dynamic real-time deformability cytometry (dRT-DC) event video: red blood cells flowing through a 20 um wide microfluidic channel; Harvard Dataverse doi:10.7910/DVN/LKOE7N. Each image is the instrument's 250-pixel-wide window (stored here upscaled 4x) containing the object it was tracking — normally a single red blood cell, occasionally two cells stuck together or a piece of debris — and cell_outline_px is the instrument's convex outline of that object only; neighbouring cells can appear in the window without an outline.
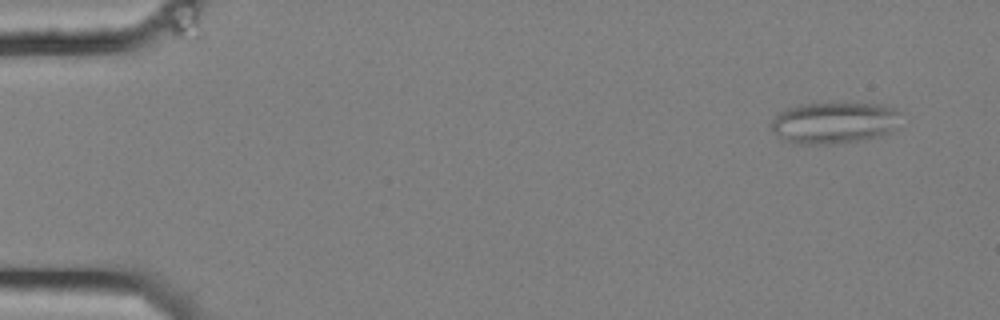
{"species": "common noctule bat (a hibernating species)", "species_latin": "Nyctalus noctula", "temperature_condition": "cold", "stored_images_in_passage": 6, "camera_frame_rate_fps": 3000, "um_per_image_px": 0.085, "animal": {"sex": "female", "body_mass_g": 25.1}, "frame": {"image": 1, "passage_image": 1, "time_ms": 0.0, "image_size_px": [1000, 320], "cell_outline_px": [[900, 112], [896, 128], [880, 136], [860, 140], [832, 144], [796, 144], [784, 140], [776, 136], [772, 132], [768, 124], [784, 108], [800, 104], [884, 104]], "centroid_in_image_um": [70.83, 10.45], "position_along_channel_um": 14.2, "area_um2": 31.44}}